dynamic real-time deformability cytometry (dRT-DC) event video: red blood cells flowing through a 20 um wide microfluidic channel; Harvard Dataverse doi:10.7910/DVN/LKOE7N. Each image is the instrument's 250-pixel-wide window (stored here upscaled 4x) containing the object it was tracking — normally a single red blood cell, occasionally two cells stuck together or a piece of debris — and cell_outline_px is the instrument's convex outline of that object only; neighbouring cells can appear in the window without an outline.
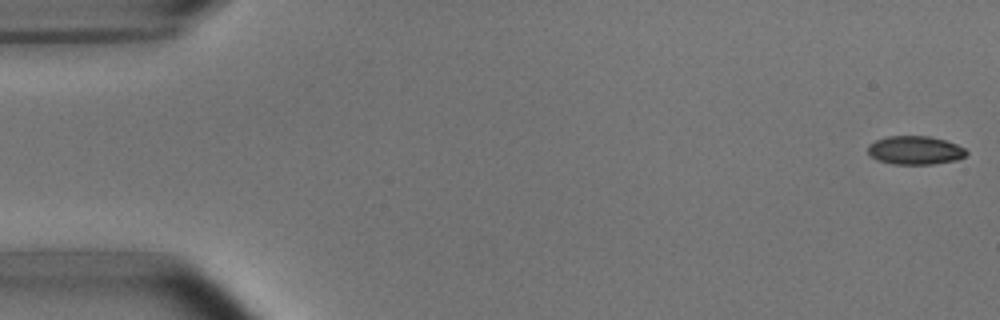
{"species": "common noctule bat (a hibernating species)", "species_latin": "Nyctalus noctula", "temperature_condition": "room temperature", "stored_images_in_passage": 7, "camera_frame_rate_fps": 3000, "um_per_image_px": 0.085, "animal": {"sex": "male", "body_mass_g": 15.6}, "frame": {"image": 1, "passage_image": 1, "time_ms": 0.0, "image_size_px": [1000, 320], "cell_outline_px": [[968, 152], [964, 156], [956, 160], [932, 164], [892, 164], [876, 160], [868, 152], [868, 144], [876, 140], [888, 136], [928, 136], [944, 140], [956, 144], [964, 148]], "centroid_in_image_um": [77.76, 12.77], "position_along_channel_um": 7.2, "area_um2": 16.3}}
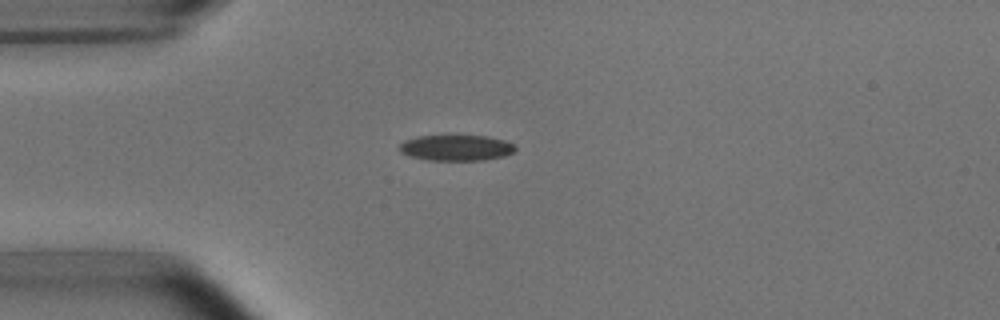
{"frame": {"image": 2, "passage_image": 4, "time_ms": 4.333, "image_size_px": [1000, 320], "cell_outline_px": [[516, 152], [504, 156], [480, 160], [428, 160], [408, 156], [400, 152], [400, 144], [404, 140], [416, 136], [488, 136], [504, 140], [512, 144], [516, 148]], "centroid_in_image_um": [38.76, 12.56], "position_along_channel_um": 46.2, "area_um2": 17.4}}
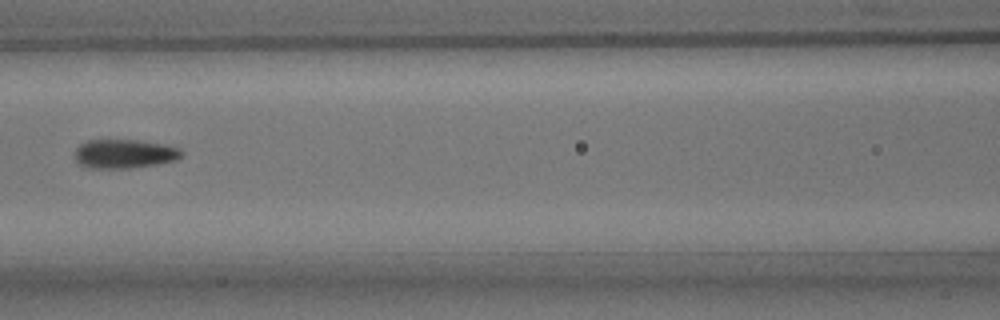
{"frame": {"image": 3, "passage_image": 7, "time_ms": 7.667, "image_size_px": [1000, 320], "cell_outline_px": [[184, 156], [176, 160], [156, 164], [128, 168], [88, 168], [80, 164], [76, 160], [76, 148], [80, 144], [88, 140], [136, 140], [164, 144], [180, 148], [184, 152]], "centroid_in_image_um": [10.61, 13.07], "position_along_channel_um": 156.0, "area_um2": 18.03}}